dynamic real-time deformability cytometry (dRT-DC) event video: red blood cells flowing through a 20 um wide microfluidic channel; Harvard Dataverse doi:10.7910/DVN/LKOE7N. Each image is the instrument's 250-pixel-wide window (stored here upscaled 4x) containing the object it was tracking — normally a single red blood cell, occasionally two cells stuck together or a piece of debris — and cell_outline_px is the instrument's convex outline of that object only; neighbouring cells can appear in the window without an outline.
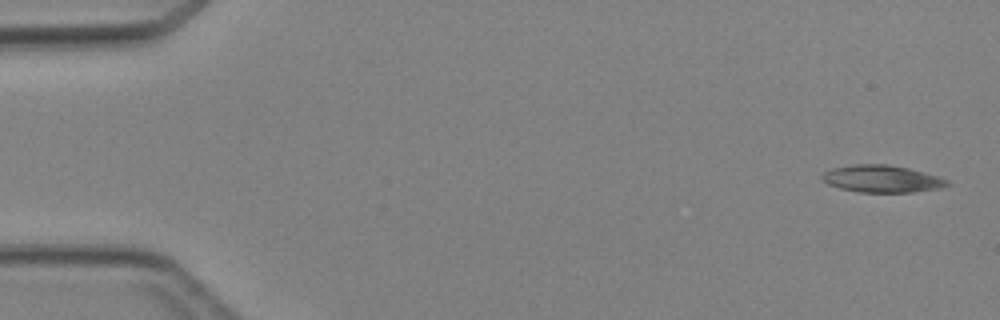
{"species": "Egyptian fruit bat (a non-hibernating species)", "species_latin": "Rousettus aegyptiacus", "temperature_condition": "cold", "stored_images_in_passage": 4, "camera_frame_rate_fps": 3000, "um_per_image_px": 0.085, "animal": {"sex": "female"}, "frame": {"image": 1, "passage_image": 1, "time_ms": 0.0, "image_size_px": [1000, 320], "cell_outline_px": [[948, 184], [936, 188], [912, 192], [860, 192], [840, 188], [828, 184], [820, 176], [824, 172], [832, 168], [856, 164], [888, 164], [908, 168], [936, 176], [948, 180]], "centroid_in_image_um": [74.9, 15.19], "position_along_channel_um": 10.1, "area_um2": 19.42}}
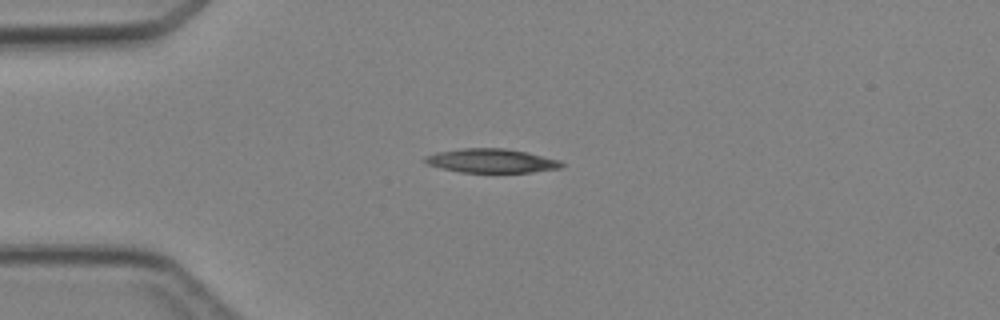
{"frame": {"image": 2, "passage_image": 4, "time_ms": 3.333, "image_size_px": [1000, 320], "cell_outline_px": [[564, 164], [560, 168], [532, 172], [460, 172], [440, 168], [428, 164], [420, 160], [424, 156], [436, 152], [464, 148], [504, 148], [528, 152], [560, 160]], "centroid_in_image_um": [41.73, 13.66], "position_along_channel_um": 43.3, "area_um2": 19.19}}